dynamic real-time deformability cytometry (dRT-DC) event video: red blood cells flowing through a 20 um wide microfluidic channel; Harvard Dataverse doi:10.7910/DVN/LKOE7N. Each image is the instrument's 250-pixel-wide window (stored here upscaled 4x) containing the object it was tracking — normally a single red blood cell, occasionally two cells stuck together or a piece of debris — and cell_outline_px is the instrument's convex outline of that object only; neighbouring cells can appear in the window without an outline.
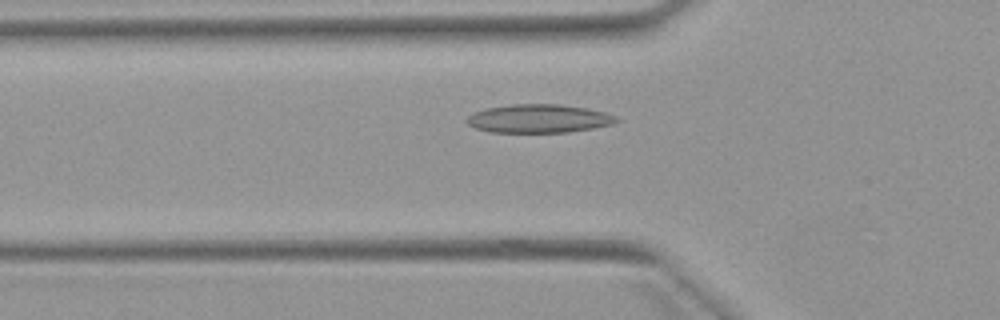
{"species": "Egyptian fruit bat (a non-hibernating species)", "species_latin": "Rousettus aegyptiacus", "temperature_condition": "warm", "stored_images_in_passage": 2, "camera_frame_rate_fps": 3000, "um_per_image_px": 0.085, "animal": {"sex": "female"}, "frame": {"image": 1, "passage_image": 2, "time_ms": 1.0, "image_size_px": [1000, 320], "cell_outline_px": [[620, 120], [612, 124], [592, 128], [568, 132], [488, 132], [476, 128], [468, 124], [464, 120], [472, 112], [484, 108], [508, 104], [560, 104], [588, 108], [604, 112], [616, 116]], "centroid_in_image_um": [45.75, 10.07], "position_along_channel_um": 80.0, "area_um2": 25.03}}